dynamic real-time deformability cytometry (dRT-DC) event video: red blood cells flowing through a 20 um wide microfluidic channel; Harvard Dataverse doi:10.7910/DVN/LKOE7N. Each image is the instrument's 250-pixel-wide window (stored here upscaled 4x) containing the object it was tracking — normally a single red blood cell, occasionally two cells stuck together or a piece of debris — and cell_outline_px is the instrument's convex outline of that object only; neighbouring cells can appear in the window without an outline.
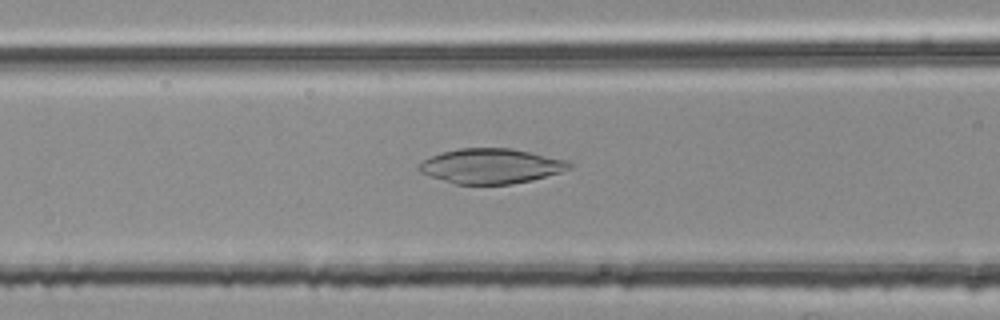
{"species": "common noctule bat (a hibernating species)", "species_latin": "Nyctalus noctula", "temperature_condition": "room temperature", "stored_images_in_passage": 39, "camera_frame_rate_fps": 3000, "um_per_image_px": 0.085, "animal": {"sex": "female", "body_mass_g": 25.1}, "frame": {"image": 1, "passage_image": 7, "time_ms": 2.0, "image_size_px": [1000, 320], "cell_outline_px": [[572, 164], [568, 168], [560, 172], [532, 180], [512, 184], [456, 184], [428, 176], [420, 172], [416, 168], [424, 160], [432, 156], [444, 152], [460, 148], [508, 148], [568, 160]], "centroid_in_image_um": [41.71, 14.12], "position_along_channel_um": 124.9, "area_um2": 30.29}}
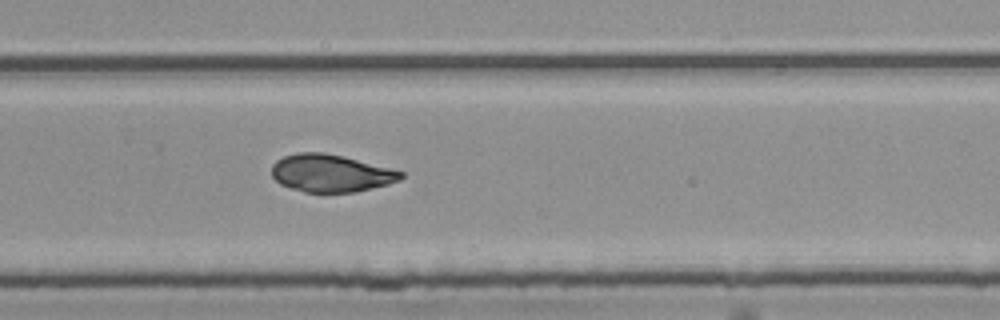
{"frame": {"image": 2, "passage_image": 21, "time_ms": 6.667, "image_size_px": [1000, 320], "cell_outline_px": [[404, 176], [400, 180], [388, 184], [372, 188], [352, 192], [304, 192], [280, 184], [272, 176], [272, 164], [276, 160], [284, 156], [296, 152], [324, 152], [344, 156], [392, 168], [404, 172]], "centroid_in_image_um": [28.13, 14.71], "position_along_channel_um": 301.7, "area_um2": 28.38}}
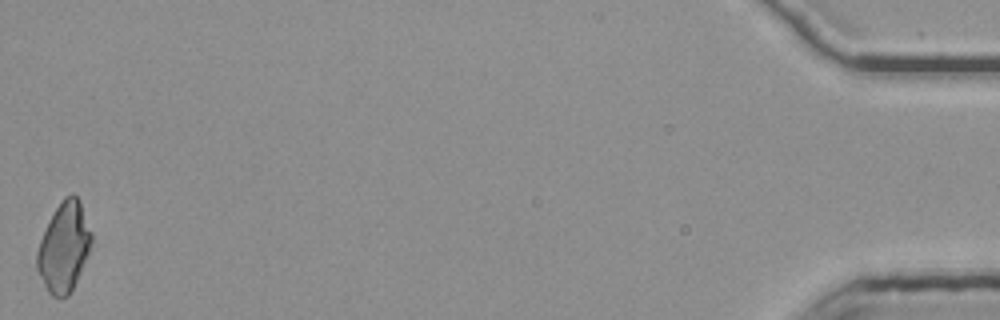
{"frame": {"image": 3, "passage_image": 39, "time_ms": 12.667, "image_size_px": [1000, 320], "cell_outline_px": [[92, 244], [80, 272], [68, 296], [60, 300], [52, 296], [48, 292], [36, 268], [36, 252], [40, 240], [48, 220], [64, 196], [72, 192], [80, 200], [92, 232]], "centroid_in_image_um": [5.43, 20.99], "position_along_channel_um": 429.8, "area_um2": 28.5}, "authors_computed_cell_mechanics": {"area_um2": 28.6688, "velocity_mm_per_s": 3.7938, "shape_relaxation_time_tau1_ms": null, "shape_relaxation_time_tau2_ms": 3.1888, "deformation_change_tau1": null, "deformation_change_tau2": 0.0671}}